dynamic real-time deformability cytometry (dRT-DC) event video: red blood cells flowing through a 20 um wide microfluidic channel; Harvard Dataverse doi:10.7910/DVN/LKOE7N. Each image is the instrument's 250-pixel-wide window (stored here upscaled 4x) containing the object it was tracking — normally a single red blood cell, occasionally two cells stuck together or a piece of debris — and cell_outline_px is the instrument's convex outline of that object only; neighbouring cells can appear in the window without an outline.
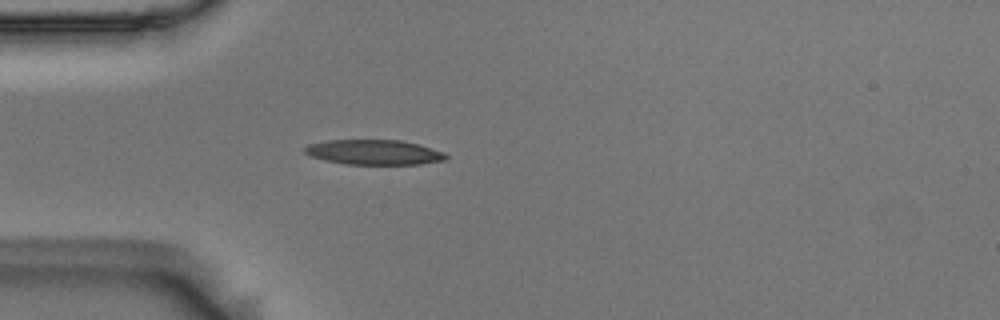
{"species": "Egyptian fruit bat (a non-hibernating species)", "species_latin": "Rousettus aegyptiacus", "temperature_condition": "room temperature", "stored_images_in_passage": 3, "camera_frame_rate_fps": 3000, "um_per_image_px": 0.085, "animal": {"sex": "male"}, "frame": {"image": 1, "passage_image": 3, "time_ms": 0.667, "image_size_px": [1000, 320], "cell_outline_px": [[448, 160], [420, 164], [344, 164], [324, 160], [312, 156], [304, 152], [304, 148], [308, 144], [328, 140], [400, 140], [416, 144], [444, 152], [448, 156]], "centroid_in_image_um": [31.79, 12.94], "position_along_channel_um": 53.2, "area_um2": 20.46}}